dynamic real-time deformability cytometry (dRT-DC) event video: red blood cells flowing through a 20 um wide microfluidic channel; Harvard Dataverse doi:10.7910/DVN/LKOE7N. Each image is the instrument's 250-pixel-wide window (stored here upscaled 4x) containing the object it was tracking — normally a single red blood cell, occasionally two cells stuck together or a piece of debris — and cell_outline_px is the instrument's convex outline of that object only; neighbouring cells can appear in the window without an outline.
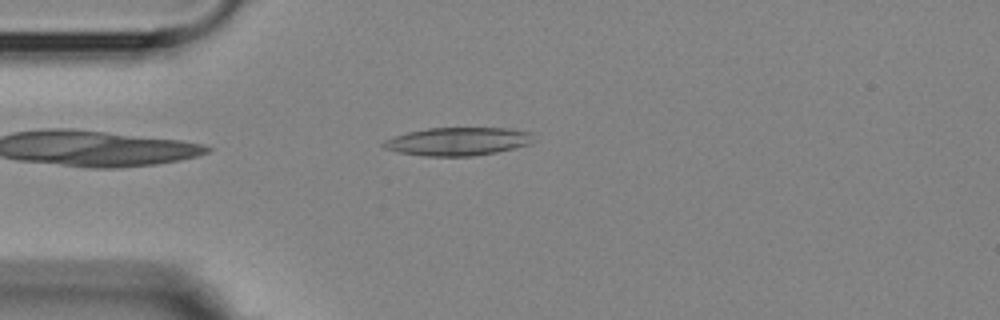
{"species": "Egyptian fruit bat (a non-hibernating species)", "species_latin": "Rousettus aegyptiacus", "temperature_condition": "room temperature", "stored_images_in_passage": 2, "camera_frame_rate_fps": 3000, "um_per_image_px": 0.085, "animal": {"sex": "female"}, "frame": {"image": 1, "passage_image": 1, "time_ms": 0.0, "image_size_px": [1000, 320], "cell_outline_px": [[532, 132], [528, 144], [496, 152], [472, 156], [424, 156], [400, 152], [384, 148], [380, 144], [384, 140], [392, 136], [408, 132], [428, 128], [508, 128]], "centroid_in_image_um": [38.84, 12.02], "position_along_channel_um": 46.2, "area_um2": 24.39}}